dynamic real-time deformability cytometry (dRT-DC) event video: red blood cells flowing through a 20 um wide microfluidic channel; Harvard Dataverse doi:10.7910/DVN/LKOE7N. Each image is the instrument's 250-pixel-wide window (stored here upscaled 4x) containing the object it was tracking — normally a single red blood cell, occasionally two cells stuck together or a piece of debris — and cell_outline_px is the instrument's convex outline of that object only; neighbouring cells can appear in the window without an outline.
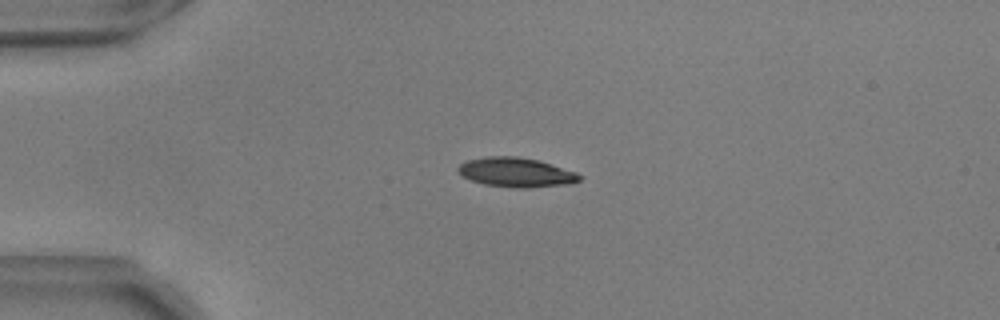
{"species": "common noctule bat (a hibernating species)", "species_latin": "Nyctalus noctula", "temperature_condition": "warm", "stored_images_in_passage": 43, "camera_frame_rate_fps": 3000, "um_per_image_px": 0.085, "animal": {"sex": "male", "body_mass_g": 17.9, "forearm_length_mm": 54.2}, "frame": {"image": 1, "passage_image": 2, "time_ms": 0.333, "image_size_px": [1000, 320], "cell_outline_px": [[584, 176], [580, 180], [572, 184], [528, 188], [516, 188], [484, 184], [472, 180], [456, 172], [456, 168], [460, 164], [468, 160], [488, 156], [516, 156], [540, 160], [576, 172]], "centroid_in_image_um": [43.91, 14.65], "position_along_channel_um": 41.1, "area_um2": 21.04}}
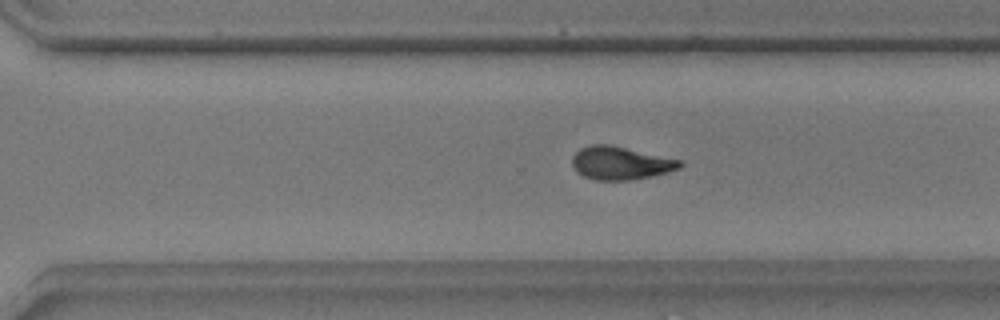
{"frame": {"image": 2, "passage_image": 27, "time_ms": 8.667, "image_size_px": [1000, 320], "cell_outline_px": [[684, 164], [680, 168], [668, 172], [652, 176], [628, 180], [596, 180], [584, 176], [576, 172], [572, 164], [572, 156], [580, 148], [592, 144], [608, 144], [684, 160]], "centroid_in_image_um": [52.77, 13.86], "position_along_channel_um": 317.8, "area_um2": 20.92}}
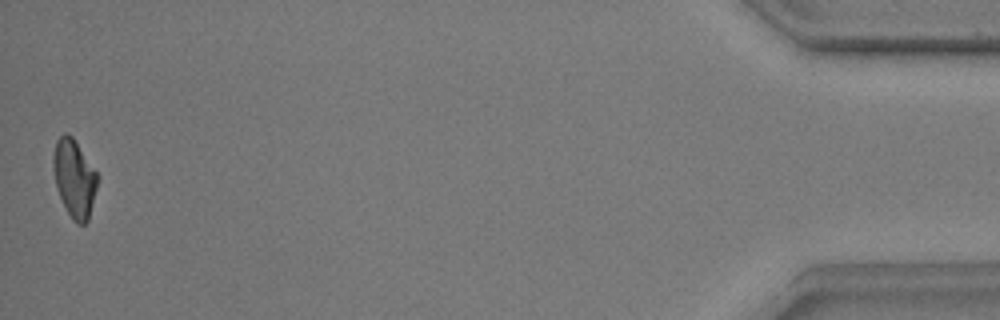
{"frame": {"image": 3, "passage_image": 43, "time_ms": 14.0, "image_size_px": [1000, 320], "cell_outline_px": [[96, 188], [88, 220], [84, 224], [76, 224], [72, 220], [56, 188], [52, 168], [52, 156], [56, 140], [64, 132], [68, 132], [72, 136], [96, 172]], "centroid_in_image_um": [6.27, 15.14], "position_along_channel_um": 428.9, "area_um2": 19.77}, "authors_computed_cell_mechanics": {"area_um2": 20.8658, "velocity_mm_per_s": 3.689, "shape_relaxation_time_tau1_ms": 4.6939, "shape_relaxation_time_tau2_ms": 3.7864, "deformation_change_tau1": 0.1518, "deformation_change_tau2": 0.101}}